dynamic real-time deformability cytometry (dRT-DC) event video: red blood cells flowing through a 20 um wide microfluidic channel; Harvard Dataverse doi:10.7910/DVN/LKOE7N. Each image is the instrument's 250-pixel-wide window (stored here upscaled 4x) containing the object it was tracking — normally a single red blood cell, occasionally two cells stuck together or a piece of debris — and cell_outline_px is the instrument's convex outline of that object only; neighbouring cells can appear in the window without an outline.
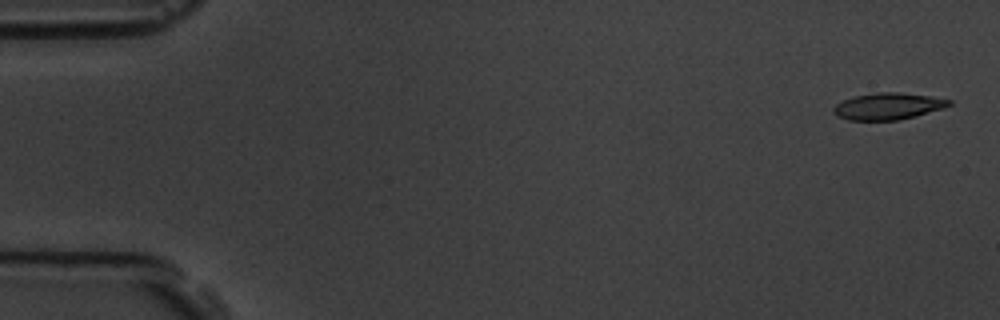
{"species": "common noctule bat (a hibernating species)", "species_latin": "Nyctalus noctula", "temperature_condition": "room temperature", "stored_images_in_passage": 6, "segment_of_instrument_passage": [1, 2], "camera_frame_rate_fps": 3000, "um_per_image_px": 0.085, "animal": {"sex": "male", "body_mass_g": 19.5, "forearm_length_mm": 54.6}, "frame": {"image": 1, "passage_image": 1, "time_ms": 0.0, "image_size_px": [1000, 320], "cell_outline_px": [[952, 104], [944, 108], [916, 116], [900, 120], [848, 120], [836, 116], [832, 112], [832, 108], [836, 104], [852, 96], [876, 92], [900, 92], [932, 96], [952, 100]], "centroid_in_image_um": [75.48, 9.02], "position_along_channel_um": 9.5, "area_um2": 18.26}}
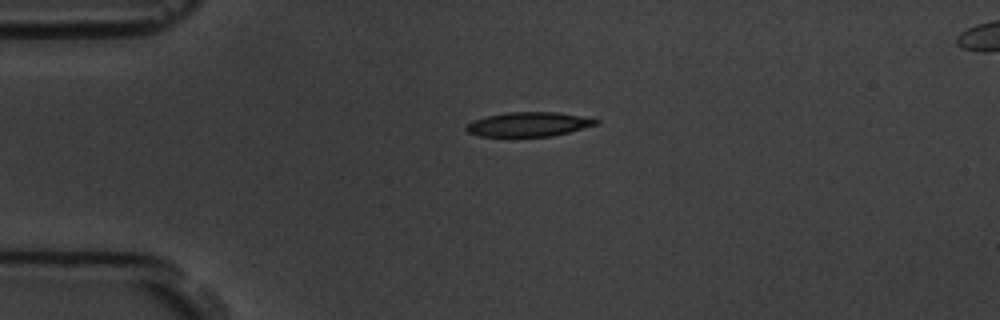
{"frame": {"image": 2, "passage_image": 4, "time_ms": 3.667, "image_size_px": [1000, 320], "cell_outline_px": [[600, 124], [552, 136], [480, 136], [468, 132], [464, 128], [472, 120], [488, 116], [508, 112], [556, 112], [580, 116], [600, 120]], "centroid_in_image_um": [44.94, 10.56], "position_along_channel_um": 40.1, "area_um2": 18.26}}